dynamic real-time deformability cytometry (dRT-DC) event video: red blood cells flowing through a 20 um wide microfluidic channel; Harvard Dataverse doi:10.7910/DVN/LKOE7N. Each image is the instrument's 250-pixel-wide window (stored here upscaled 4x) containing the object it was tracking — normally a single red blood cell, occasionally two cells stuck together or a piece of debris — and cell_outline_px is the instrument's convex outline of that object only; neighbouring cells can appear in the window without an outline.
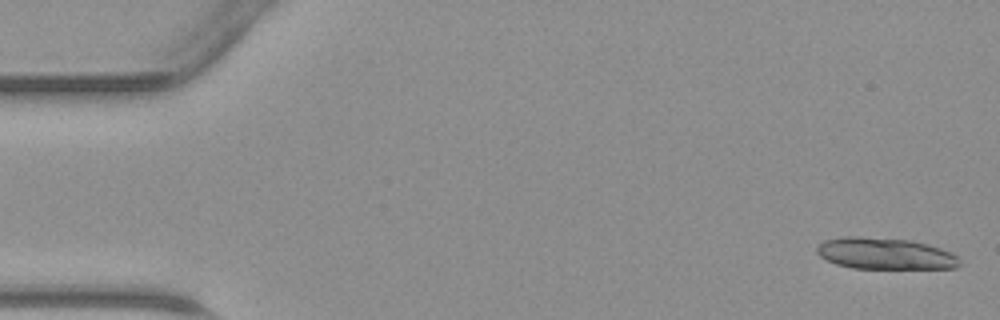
{"species": "common noctule bat (a hibernating species)", "species_latin": "Nyctalus noctula", "temperature_condition": "warm", "stored_images_in_passage": 46, "segment_of_instrument_passage": [1, 2], "camera_frame_rate_fps": 3000, "um_per_image_px": 0.085, "animal": {"sex": "male", "body_mass_g": 23.1, "forearm_length_mm": 52.7}, "frame": {"image": 1, "passage_image": 1, "time_ms": 0.0, "image_size_px": [1000, 320], "cell_outline_px": [[960, 264], [956, 268], [852, 268], [836, 264], [820, 256], [816, 252], [816, 248], [824, 240], [848, 236], [856, 236], [908, 240], [940, 248], [956, 256], [960, 260]], "centroid_in_image_um": [75.19, 21.56], "position_along_channel_um": 9.8, "area_um2": 25.78}}